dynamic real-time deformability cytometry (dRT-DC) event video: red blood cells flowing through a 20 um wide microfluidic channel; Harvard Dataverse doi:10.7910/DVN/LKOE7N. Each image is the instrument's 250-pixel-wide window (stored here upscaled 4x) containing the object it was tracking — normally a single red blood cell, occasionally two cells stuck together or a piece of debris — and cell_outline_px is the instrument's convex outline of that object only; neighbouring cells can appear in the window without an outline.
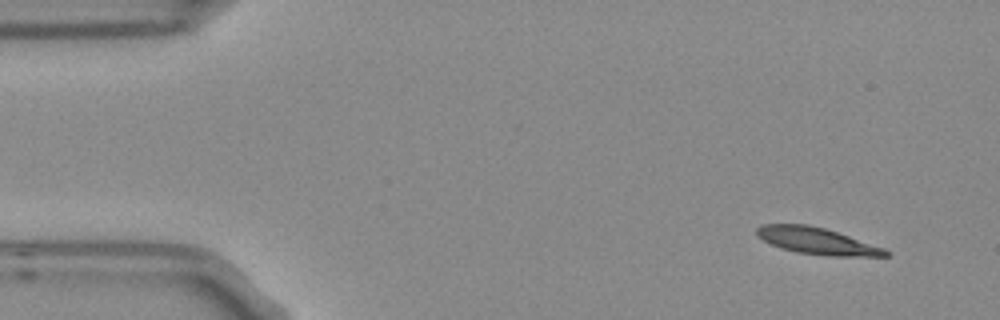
{"species": "Egyptian fruit bat (a non-hibernating species)", "species_latin": "Rousettus aegyptiacus", "temperature_condition": "room temperature", "stored_images_in_passage": 4, "segment_of_instrument_passage": [1, 2], "camera_frame_rate_fps": 3000, "um_per_image_px": 0.085, "frame": {"image": 1, "passage_image": 1, "time_ms": 0.0, "image_size_px": [1000, 320], "cell_outline_px": [[892, 252], [888, 256], [828, 256], [796, 252], [780, 248], [756, 236], [756, 228], [760, 224], [808, 224], [824, 228], [884, 248]], "centroid_in_image_um": [69.41, 20.48], "position_along_channel_um": 15.6, "area_um2": 19.94}}